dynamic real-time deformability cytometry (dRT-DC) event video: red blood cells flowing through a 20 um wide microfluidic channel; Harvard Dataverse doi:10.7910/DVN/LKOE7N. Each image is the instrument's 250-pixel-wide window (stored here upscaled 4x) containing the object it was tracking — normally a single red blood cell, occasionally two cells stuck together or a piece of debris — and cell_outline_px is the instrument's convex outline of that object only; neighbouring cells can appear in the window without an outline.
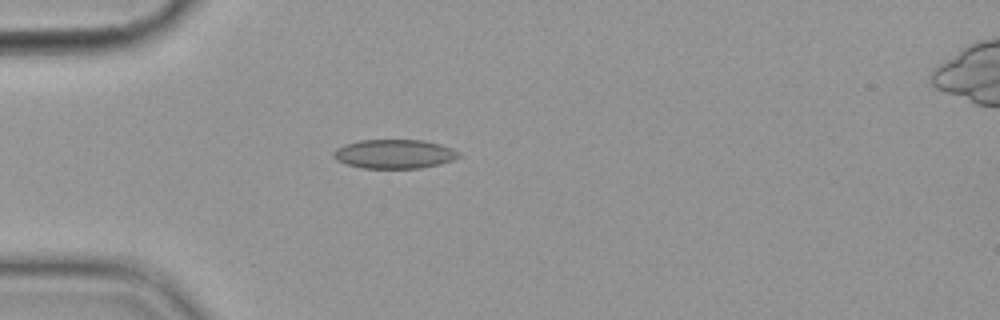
{"species": "common noctule bat (a hibernating species)", "species_latin": "Nyctalus noctula", "temperature_condition": "cold", "stored_images_in_passage": 4, "camera_frame_rate_fps": 3000, "um_per_image_px": 0.085, "animal": {"sex": "female", "body_mass_g": 19.9}, "frame": {"image": 1, "passage_image": 4, "time_ms": 3.667, "image_size_px": [1000, 320], "cell_outline_px": [[460, 156], [452, 160], [440, 164], [420, 168], [364, 168], [344, 164], [336, 160], [332, 156], [332, 152], [336, 148], [344, 144], [360, 140], [424, 140], [440, 144], [452, 148], [460, 152]], "centroid_in_image_um": [33.49, 13.08], "position_along_channel_um": 51.5, "area_um2": 21.39}}